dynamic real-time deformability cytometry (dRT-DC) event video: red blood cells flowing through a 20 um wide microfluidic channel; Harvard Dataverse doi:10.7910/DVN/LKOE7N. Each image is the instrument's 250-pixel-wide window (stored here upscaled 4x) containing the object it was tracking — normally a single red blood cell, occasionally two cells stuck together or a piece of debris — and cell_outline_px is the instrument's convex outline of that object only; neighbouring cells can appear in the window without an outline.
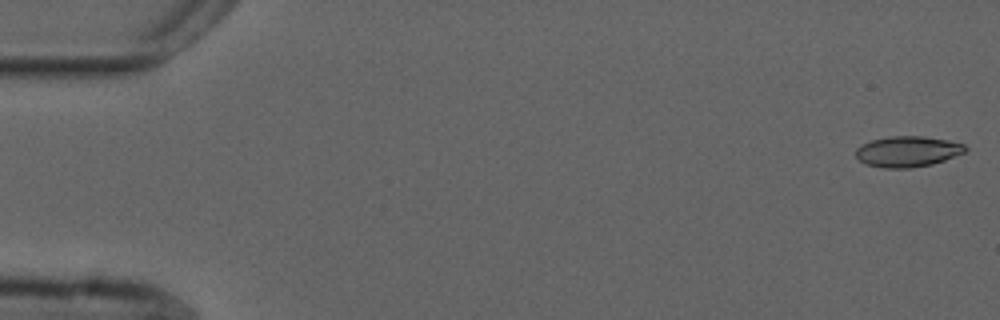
{"species": "common noctule bat (a hibernating species)", "species_latin": "Nyctalus noctula", "temperature_condition": "cold", "stored_images_in_passage": 54, "camera_frame_rate_fps": 3000, "um_per_image_px": 0.085, "animal": {"sex": "male", "forearm_length_mm": 52.5}, "frame": {"image": 1, "passage_image": 1, "time_ms": 0.0, "image_size_px": [1000, 320], "cell_outline_px": [[968, 148], [964, 152], [944, 160], [932, 164], [908, 168], [884, 168], [868, 164], [860, 160], [856, 156], [856, 148], [872, 140], [892, 136], [924, 136], [948, 140], [964, 144]], "centroid_in_image_um": [77.17, 12.87], "position_along_channel_um": 7.8, "area_um2": 19.36}}
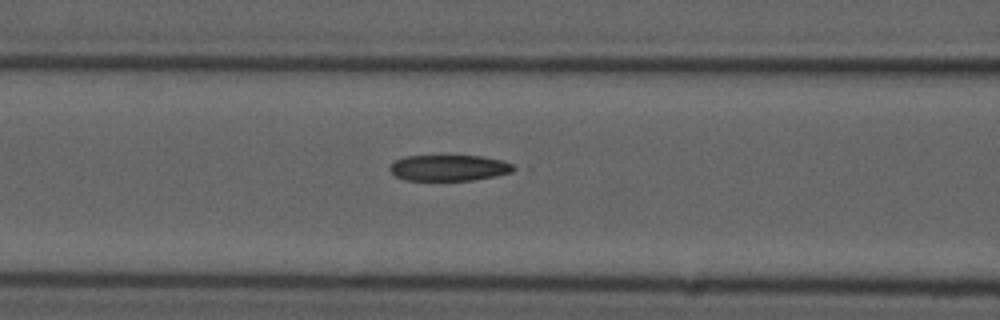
{"frame": {"image": 2, "passage_image": 22, "time_ms": 7.0, "image_size_px": [1000, 320], "cell_outline_px": [[520, 168], [512, 172], [496, 176], [472, 180], [404, 180], [396, 176], [388, 168], [396, 160], [404, 156], [480, 156], [500, 160], [512, 164]], "centroid_in_image_um": [38.19, 14.27], "position_along_channel_um": 128.4, "area_um2": 18.73}}
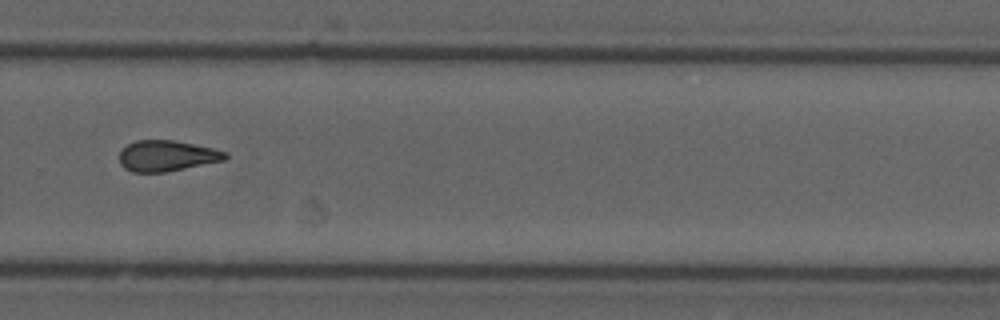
{"frame": {"image": 3, "passage_image": 37, "time_ms": 12.0, "image_size_px": [1000, 320], "cell_outline_px": [[228, 156], [224, 160], [164, 172], [132, 172], [124, 168], [120, 164], [120, 152], [128, 144], [136, 140], [172, 140], [212, 148], [228, 152]], "centroid_in_image_um": [14.16, 13.24], "position_along_channel_um": 315.6, "area_um2": 18.79}, "authors_computed_cell_mechanics": {"area_um2": 19.4208, "velocity_mm_per_s": 3.7466, "shape_relaxation_time_tau1_ms": null, "shape_relaxation_time_tau2_ms": 3.7039, "deformation_change_tau1": null, "deformation_change_tau2": 0.1163}}